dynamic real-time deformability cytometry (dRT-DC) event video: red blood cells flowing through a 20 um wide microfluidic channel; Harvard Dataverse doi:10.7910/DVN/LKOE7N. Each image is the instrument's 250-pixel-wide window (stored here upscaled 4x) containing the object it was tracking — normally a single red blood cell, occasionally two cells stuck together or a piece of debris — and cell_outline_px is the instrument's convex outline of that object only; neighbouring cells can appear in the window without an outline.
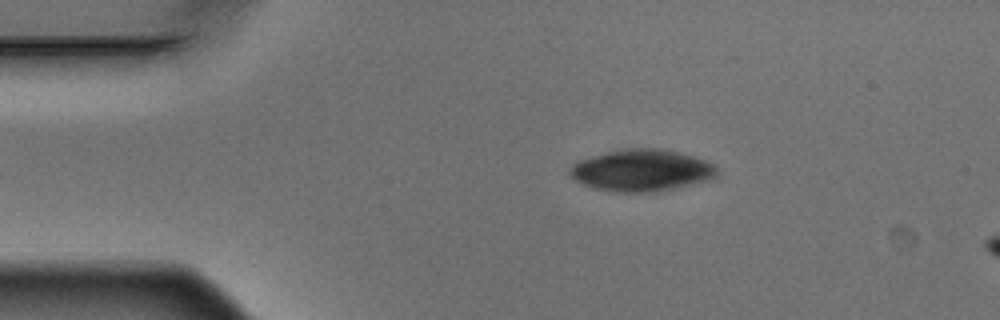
{"species": "Egyptian fruit bat (a non-hibernating species)", "species_latin": "Rousettus aegyptiacus", "temperature_condition": "warm", "stored_images_in_passage": 2, "camera_frame_rate_fps": 3000, "um_per_image_px": 0.085, "animal": {"sex": "male"}, "frame": {"image": 1, "passage_image": 2, "time_ms": 0.333, "image_size_px": [1000, 320], "cell_outline_px": [[720, 172], [716, 176], [708, 180], [672, 188], [644, 192], [616, 192], [596, 188], [584, 184], [576, 180], [568, 172], [572, 164], [580, 160], [592, 156], [620, 148], [660, 148], [680, 152], [708, 160]], "centroid_in_image_um": [54.55, 14.45], "position_along_channel_um": 30.4, "area_um2": 35.66}}